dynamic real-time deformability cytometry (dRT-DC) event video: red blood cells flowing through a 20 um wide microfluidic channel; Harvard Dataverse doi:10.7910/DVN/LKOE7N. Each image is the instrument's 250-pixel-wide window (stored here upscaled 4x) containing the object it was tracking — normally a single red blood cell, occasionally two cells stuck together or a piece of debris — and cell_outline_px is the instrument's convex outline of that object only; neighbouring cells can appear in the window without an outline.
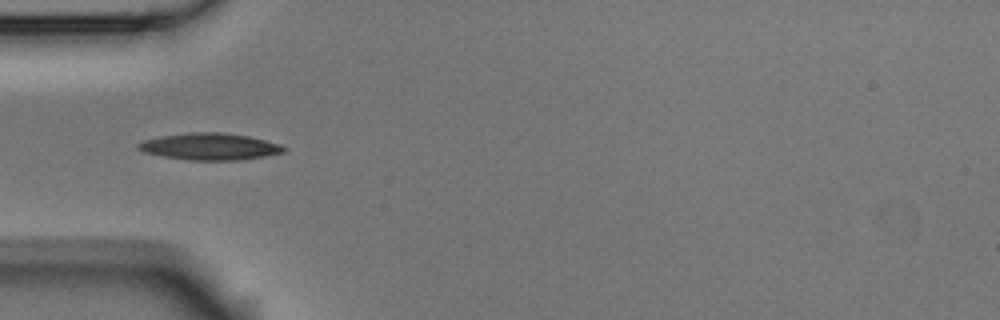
{"species": "Egyptian fruit bat (a non-hibernating species)", "species_latin": "Rousettus aegyptiacus", "temperature_condition": "room temperature", "stored_images_in_passage": 6, "camera_frame_rate_fps": 3000, "um_per_image_px": 0.085, "animal": {"sex": "male"}, "frame": {"image": 1, "passage_image": 4, "time_ms": 1.0, "image_size_px": [1000, 320], "cell_outline_px": [[284, 152], [264, 156], [240, 160], [188, 160], [164, 156], [144, 152], [136, 148], [136, 144], [144, 140], [160, 136], [188, 132], [220, 132], [248, 136], [280, 144], [284, 148]], "centroid_in_image_um": [17.79, 12.45], "position_along_channel_um": 67.2, "area_um2": 22.6}}
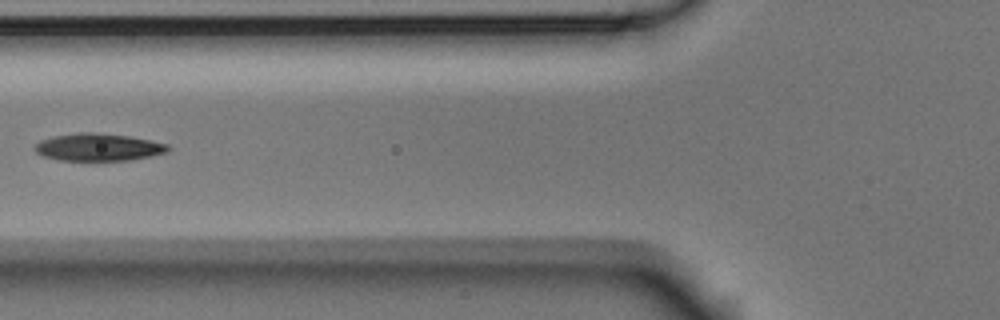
{"frame": {"image": 2, "passage_image": 5, "time_ms": 1.333, "image_size_px": [1000, 320], "cell_outline_px": [[172, 148], [168, 152], [152, 156], [128, 160], [60, 160], [44, 156], [36, 152], [36, 144], [40, 140], [52, 136], [80, 132], [92, 132], [128, 136], [168, 144]], "centroid_in_image_um": [8.39, 12.51], "position_along_channel_um": 117.4, "area_um2": 21.15}}
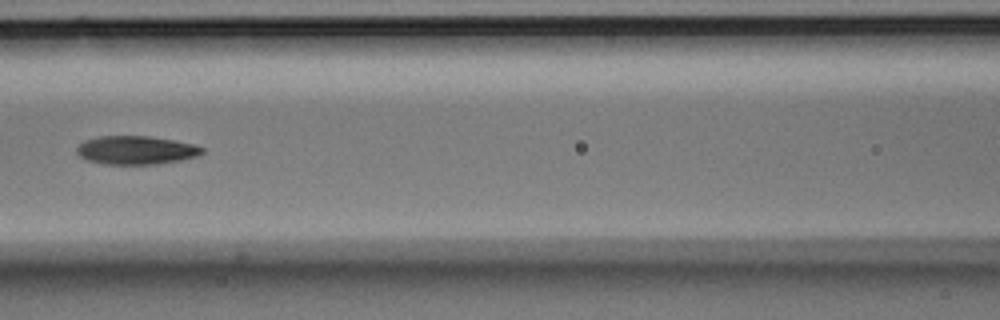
{"frame": {"image": 3, "passage_image": 6, "time_ms": 1.667, "image_size_px": [1000, 320], "cell_outline_px": [[204, 152], [196, 156], [180, 160], [156, 164], [104, 164], [88, 160], [80, 156], [76, 152], [76, 148], [84, 140], [96, 136], [152, 136], [176, 140], [192, 144], [204, 148]], "centroid_in_image_um": [11.55, 12.75], "position_along_channel_um": 155.1, "area_um2": 20.87}}